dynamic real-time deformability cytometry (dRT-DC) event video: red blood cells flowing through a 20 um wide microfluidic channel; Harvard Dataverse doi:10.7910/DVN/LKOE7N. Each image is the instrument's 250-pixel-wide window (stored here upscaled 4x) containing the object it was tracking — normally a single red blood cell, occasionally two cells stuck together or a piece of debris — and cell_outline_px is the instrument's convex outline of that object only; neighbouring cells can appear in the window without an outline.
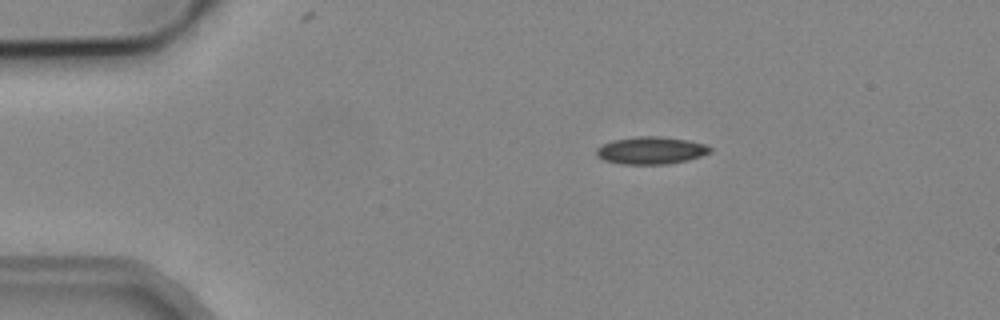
{"species": "common noctule bat (a hibernating species)", "species_latin": "Nyctalus noctula", "temperature_condition": "cold", "stored_images_in_passage": 2, "camera_frame_rate_fps": 3000, "um_per_image_px": 0.085, "animal": {"sex": "male", "body_mass_g": 19.2, "forearm_length_mm": 51.8}, "frame": {"image": 1, "passage_image": 1, "time_ms": 0.0, "image_size_px": [1000, 320], "cell_outline_px": [[712, 152], [688, 160], [668, 164], [620, 164], [604, 160], [596, 156], [596, 148], [612, 140], [636, 136], [660, 136], [688, 140], [704, 144], [712, 148]], "centroid_in_image_um": [55.32, 12.78], "position_along_channel_um": 29.7, "area_um2": 18.26}}